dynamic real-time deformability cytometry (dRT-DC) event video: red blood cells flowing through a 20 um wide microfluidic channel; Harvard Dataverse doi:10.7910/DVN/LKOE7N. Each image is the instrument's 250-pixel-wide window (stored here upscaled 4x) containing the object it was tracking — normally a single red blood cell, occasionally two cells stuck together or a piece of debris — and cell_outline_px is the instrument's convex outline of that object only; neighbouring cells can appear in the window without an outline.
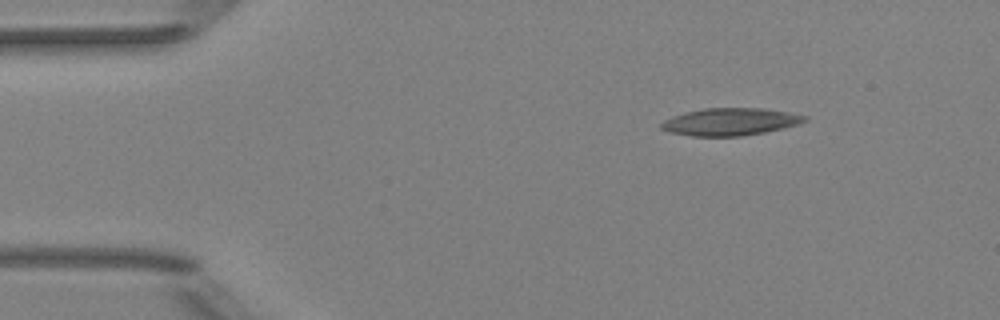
{"species": "Egyptian fruit bat (a non-hibernating species)", "species_latin": "Rousettus aegyptiacus", "temperature_condition": "room temperature", "stored_images_in_passage": 4, "camera_frame_rate_fps": 3000, "um_per_image_px": 0.085, "animal": {"sex": "female"}, "frame": {"image": 1, "passage_image": 1, "time_ms": 0.0, "image_size_px": [1000, 320], "cell_outline_px": [[808, 120], [800, 124], [784, 128], [764, 132], [740, 136], [692, 136], [668, 132], [660, 128], [660, 124], [664, 120], [684, 112], [704, 108], [764, 108], [788, 112], [808, 116]], "centroid_in_image_um": [62.08, 10.35], "position_along_channel_um": 22.9, "area_um2": 23.0}}
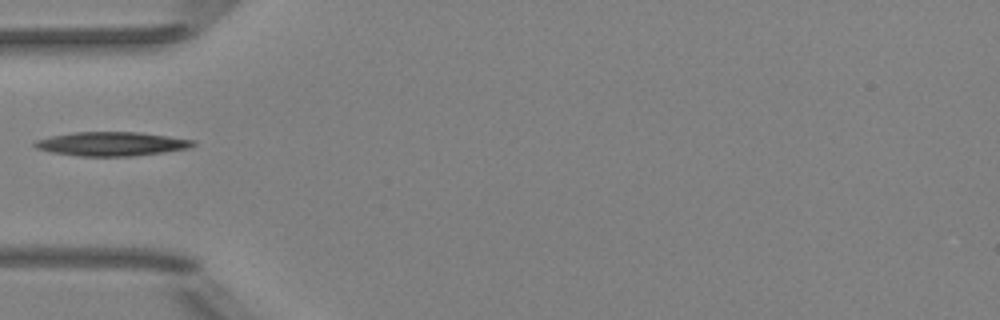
{"frame": {"image": 2, "passage_image": 4, "time_ms": 3.333, "image_size_px": [1000, 320], "cell_outline_px": [[196, 144], [188, 148], [164, 152], [132, 156], [80, 156], [52, 152], [36, 148], [32, 144], [36, 140], [52, 136], [72, 132], [140, 132], [196, 140]], "centroid_in_image_um": [9.5, 12.22], "position_along_channel_um": 75.5, "area_um2": 22.08}}